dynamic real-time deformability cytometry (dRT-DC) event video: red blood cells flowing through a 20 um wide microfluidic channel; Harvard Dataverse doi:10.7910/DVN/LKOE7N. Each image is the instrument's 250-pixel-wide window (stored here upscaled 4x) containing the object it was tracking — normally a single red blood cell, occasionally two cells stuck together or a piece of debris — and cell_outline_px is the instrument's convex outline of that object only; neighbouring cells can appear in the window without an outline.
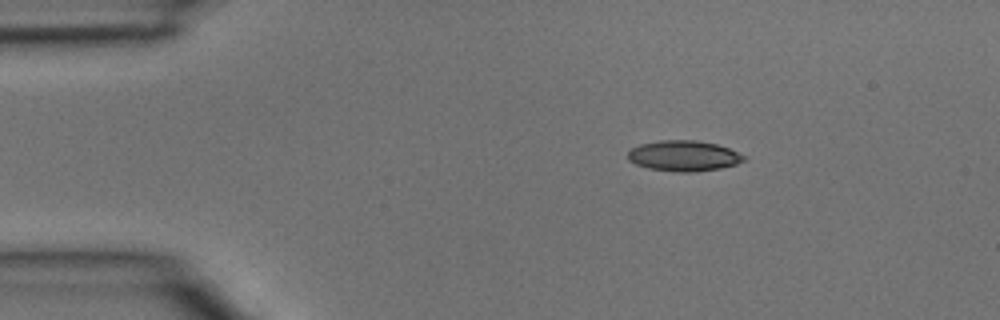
{"species": "common noctule bat (a hibernating species)", "species_latin": "Nyctalus noctula", "temperature_condition": "room temperature", "stored_images_in_passage": 3, "camera_frame_rate_fps": 3000, "um_per_image_px": 0.085, "animal": {"sex": "male", "body_mass_g": 15.6}, "frame": {"image": 1, "passage_image": 2, "time_ms": 0.333, "image_size_px": [1000, 320], "cell_outline_px": [[748, 156], [744, 160], [736, 164], [720, 168], [688, 172], [676, 172], [648, 168], [636, 164], [628, 160], [628, 152], [632, 148], [640, 144], [660, 140], [696, 140], [716, 144], [728, 148]], "centroid_in_image_um": [58.11, 13.24], "position_along_channel_um": 26.9, "area_um2": 20.63}}